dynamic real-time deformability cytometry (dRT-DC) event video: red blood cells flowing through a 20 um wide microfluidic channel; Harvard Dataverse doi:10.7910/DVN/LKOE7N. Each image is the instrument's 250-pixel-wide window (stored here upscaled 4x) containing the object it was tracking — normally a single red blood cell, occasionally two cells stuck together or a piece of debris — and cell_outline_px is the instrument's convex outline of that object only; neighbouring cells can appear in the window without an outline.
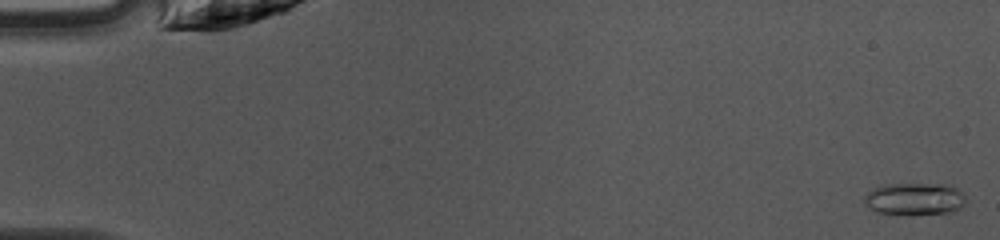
{"species": "common noctule bat (a hibernating species)", "species_latin": "Nyctalus noctula", "temperature_condition": "warm", "stored_images_in_passage": 37, "camera_frame_rate_fps": 3000, "um_per_image_px": 0.085, "animal": {"sex": "female", "body_mass_g": 10.0, "forearm_length_mm": 53.1}, "frame": {"image": 1, "passage_image": 1, "time_ms": 0.0, "image_size_px": [1000, 240], "cell_outline_px": [[964, 204], [960, 208], [952, 212], [908, 216], [876, 212], [864, 204], [864, 196], [868, 192], [876, 188], [888, 184], [952, 184], [964, 192]], "centroid_in_image_um": [77.77, 16.93], "position_along_channel_um": 7.2, "area_um2": 19.54}}
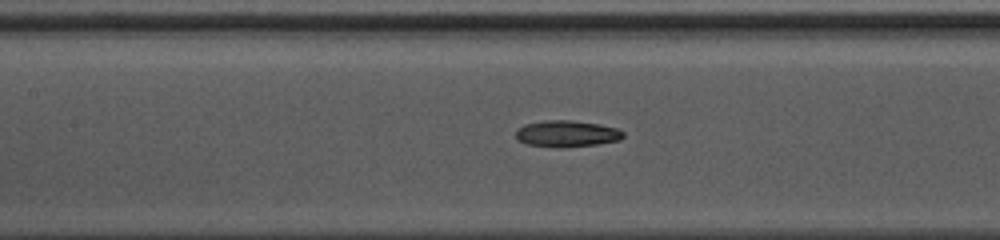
{"frame": {"image": 2, "passage_image": 22, "time_ms": 7.0, "image_size_px": [1000, 240], "cell_outline_px": [[624, 136], [620, 140], [596, 144], [528, 144], [516, 140], [516, 128], [524, 124], [544, 120], [572, 120], [596, 124], [616, 128], [624, 132]], "centroid_in_image_um": [48.16, 11.3], "position_along_channel_um": 159.2, "area_um2": 15.61}}
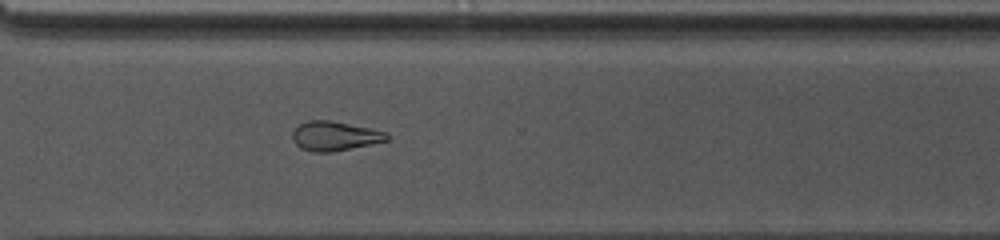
{"frame": {"image": 3, "passage_image": 35, "time_ms": 11.333, "image_size_px": [1000, 240], "cell_outline_px": [[388, 140], [372, 144], [332, 152], [316, 152], [300, 148], [292, 140], [292, 132], [300, 124], [308, 120], [332, 120], [372, 128], [384, 132], [388, 136]], "centroid_in_image_um": [28.44, 11.55], "position_along_channel_um": 342.2, "area_um2": 16.18}, "authors_computed_cell_mechanics": {"area_um2": 16.5886, "velocity_mm_per_s": 4.2258, "shape_relaxation_time_tau1_ms": 5.4242, "shape_relaxation_time_tau2_ms": 5.7555, "deformation_change_tau1": 0.164, "deformation_change_tau2": 0.1406}}